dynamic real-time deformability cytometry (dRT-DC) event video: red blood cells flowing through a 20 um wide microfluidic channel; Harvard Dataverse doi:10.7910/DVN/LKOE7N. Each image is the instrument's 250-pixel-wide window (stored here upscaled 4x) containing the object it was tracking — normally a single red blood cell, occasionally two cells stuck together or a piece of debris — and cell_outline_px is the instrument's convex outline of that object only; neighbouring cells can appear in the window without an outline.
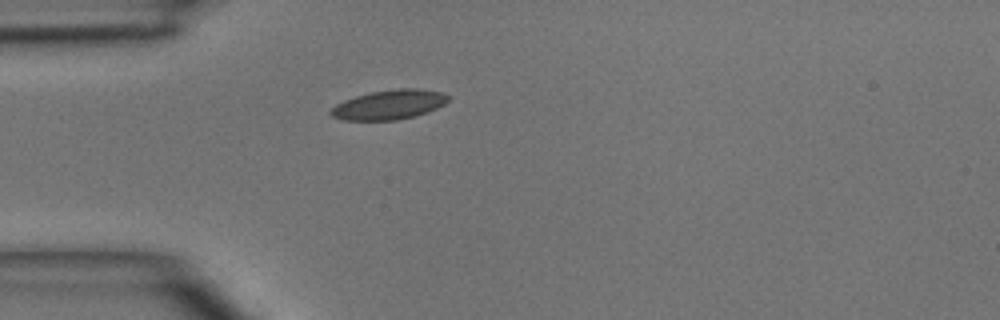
{"species": "common noctule bat (a hibernating species)", "species_latin": "Nyctalus noctula", "temperature_condition": "room temperature", "stored_images_in_passage": 1, "camera_frame_rate_fps": 3000, "um_per_image_px": 0.085, "animal": {"sex": "male", "body_mass_g": 15.6}, "frame": {"image": 1, "passage_image": 1, "time_ms": 0.0, "image_size_px": [1000, 320], "cell_outline_px": [[448, 100], [444, 104], [428, 112], [416, 116], [396, 120], [344, 120], [332, 116], [328, 112], [336, 104], [344, 100], [356, 96], [372, 92], [400, 88], [420, 88], [440, 92], [448, 96]], "centroid_in_image_um": [33.07, 8.9], "position_along_channel_um": 51.9, "area_um2": 20.11}}